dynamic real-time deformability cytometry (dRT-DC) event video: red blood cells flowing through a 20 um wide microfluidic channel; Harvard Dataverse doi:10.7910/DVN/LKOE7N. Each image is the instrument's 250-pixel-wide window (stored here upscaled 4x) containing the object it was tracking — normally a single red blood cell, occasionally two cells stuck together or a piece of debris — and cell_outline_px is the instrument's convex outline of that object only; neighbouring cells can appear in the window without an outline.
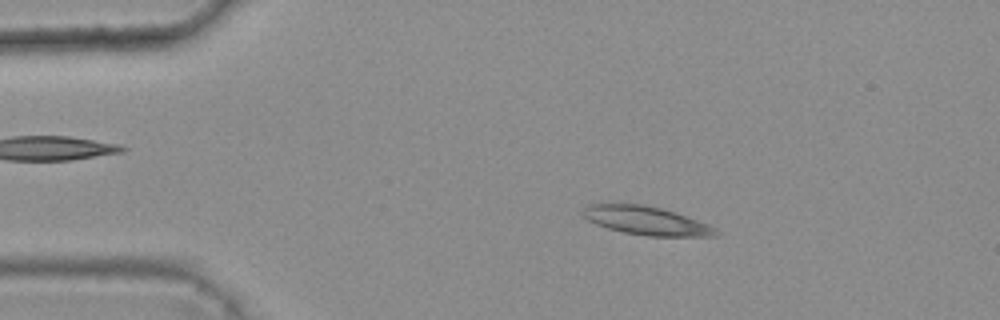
{"species": "common noctule bat (a hibernating species)", "species_latin": "Nyctalus noctula", "temperature_condition": "warm", "stored_images_in_passage": 33, "camera_frame_rate_fps": 3000, "um_per_image_px": 0.085, "animal": {"sex": "female", "body_mass_g": 25.1}, "frame": {"image": 1, "passage_image": 8, "time_ms": 2.333, "image_size_px": [1000, 320], "cell_outline_px": [[720, 232], [716, 236], [648, 236], [624, 232], [608, 228], [596, 224], [588, 220], [580, 212], [588, 204], [644, 204], [660, 208], [708, 224], [716, 228]], "centroid_in_image_um": [54.91, 18.76], "position_along_channel_um": 30.1, "area_um2": 21.79}}
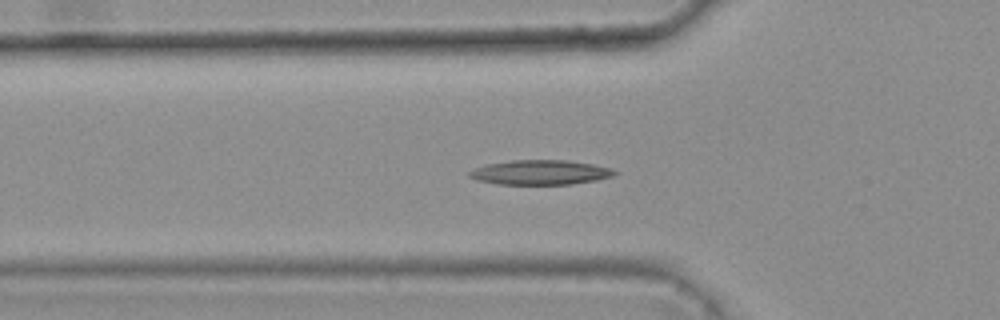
{"frame": {"image": 2, "passage_image": 16, "time_ms": 5.0, "image_size_px": [1000, 320], "cell_outline_px": [[620, 172], [612, 176], [596, 180], [572, 184], [496, 184], [476, 180], [468, 176], [468, 172], [476, 168], [488, 164], [512, 160], [568, 160], [592, 164], [612, 168]], "centroid_in_image_um": [45.95, 14.65], "position_along_channel_um": 79.9, "area_um2": 20.87}}
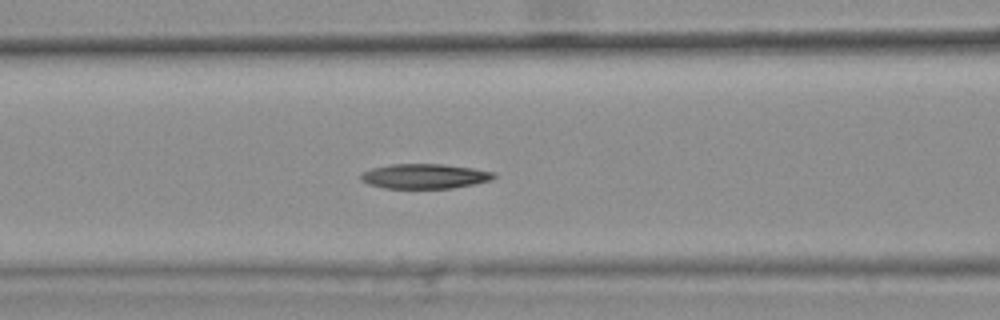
{"frame": {"image": 3, "passage_image": 20, "time_ms": 6.333, "image_size_px": [1000, 320], "cell_outline_px": [[496, 176], [492, 180], [452, 188], [384, 188], [368, 184], [360, 180], [360, 176], [364, 172], [372, 168], [392, 164], [444, 164], [472, 168], [496, 172]], "centroid_in_image_um": [36.11, 14.98], "position_along_channel_um": 130.5, "area_um2": 19.19}}